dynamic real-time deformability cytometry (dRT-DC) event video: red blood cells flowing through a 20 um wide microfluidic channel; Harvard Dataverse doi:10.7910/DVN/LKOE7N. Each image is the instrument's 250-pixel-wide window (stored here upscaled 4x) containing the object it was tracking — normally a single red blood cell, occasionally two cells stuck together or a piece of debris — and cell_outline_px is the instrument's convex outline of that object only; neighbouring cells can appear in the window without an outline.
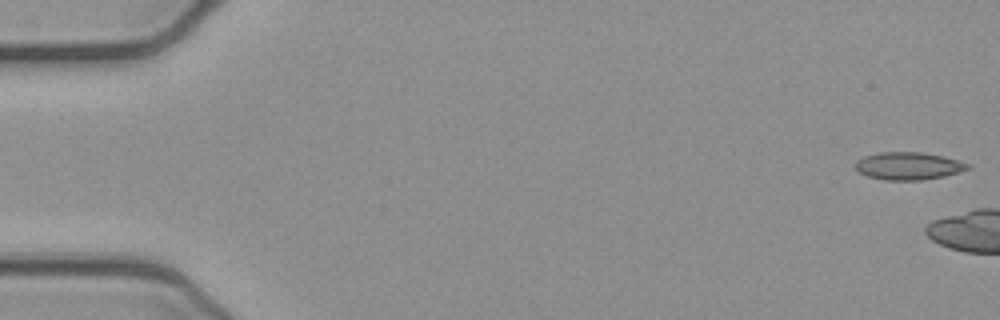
{"species": "common noctule bat (a hibernating species)", "species_latin": "Nyctalus noctula", "temperature_condition": "cold", "stored_images_in_passage": 5, "camera_frame_rate_fps": 3000, "um_per_image_px": 0.085, "animal": {"sex": "female", "body_mass_g": 21.9}, "frame": {"image": 1, "passage_image": 1, "time_ms": 0.0, "image_size_px": [1000, 320], "cell_outline_px": [[972, 168], [960, 172], [944, 176], [924, 180], [884, 180], [868, 176], [860, 172], [856, 168], [856, 160], [864, 156], [876, 152], [920, 152], [944, 156], [972, 164]], "centroid_in_image_um": [77.26, 14.1], "position_along_channel_um": 7.7, "area_um2": 18.26}}